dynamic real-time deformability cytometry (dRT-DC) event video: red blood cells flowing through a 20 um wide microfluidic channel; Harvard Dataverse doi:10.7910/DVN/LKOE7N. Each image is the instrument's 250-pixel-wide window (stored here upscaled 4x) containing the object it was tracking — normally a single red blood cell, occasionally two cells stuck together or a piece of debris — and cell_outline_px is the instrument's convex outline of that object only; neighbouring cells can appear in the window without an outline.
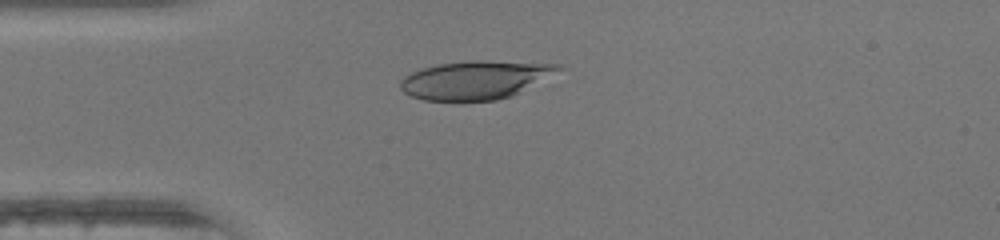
{"species": "human", "species_latin": "Homo sapiens", "temperature_condition": "warm", "stored_images_in_passage": 35, "camera_frame_rate_fps": 3000, "um_per_image_px": 0.085, "donor": {"sex": "female"}, "frame": {"image": 1, "passage_image": 1, "time_ms": 0.0, "image_size_px": [1000, 240], "cell_outline_px": [[564, 68], [512, 96], [496, 100], [424, 100], [412, 96], [404, 92], [400, 88], [400, 80], [404, 76], [420, 68], [436, 64], [472, 60], [484, 60], [560, 64]], "centroid_in_image_um": [40.38, 6.78], "position_along_channel_um": 44.6, "area_um2": 35.2}}
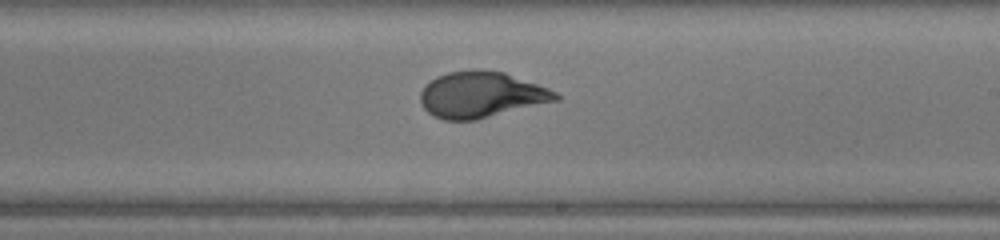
{"frame": {"image": 2, "passage_image": 16, "time_ms": 5.0, "image_size_px": [1000, 240], "cell_outline_px": [[560, 100], [476, 120], [444, 120], [432, 116], [420, 104], [420, 92], [424, 84], [436, 76], [448, 72], [472, 68], [480, 68], [504, 72], [548, 88], [556, 92], [560, 96]], "centroid_in_image_um": [40.87, 8.04], "position_along_channel_um": 248.1, "area_um2": 36.82}}
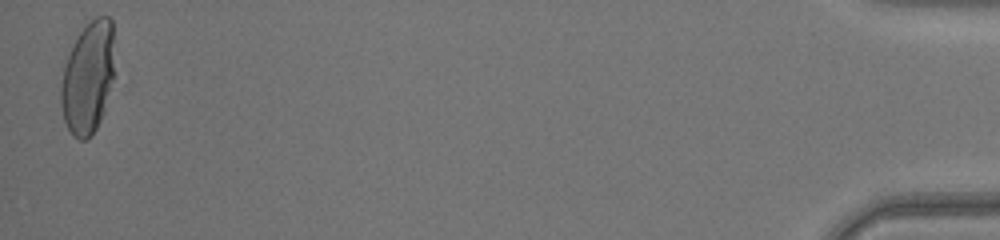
{"frame": {"image": 3, "passage_image": 35, "time_ms": 11.333, "image_size_px": [1000, 240], "cell_outline_px": [[112, 76], [104, 112], [96, 128], [88, 140], [80, 140], [72, 136], [64, 120], [60, 104], [60, 88], [64, 64], [84, 24], [96, 16], [108, 16], [112, 20]], "centroid_in_image_um": [7.44, 6.63], "position_along_channel_um": 427.8, "area_um2": 34.62}, "authors_computed_cell_mechanics": {"area_um2": 35.6048, "velocity_mm_per_s": 4.4332, "shape_relaxation_time_tau1_ms": 6.1288, "shape_relaxation_time_tau2_ms": null, "deformation_change_tau1": 0.2449, "deformation_change_tau2": null}}